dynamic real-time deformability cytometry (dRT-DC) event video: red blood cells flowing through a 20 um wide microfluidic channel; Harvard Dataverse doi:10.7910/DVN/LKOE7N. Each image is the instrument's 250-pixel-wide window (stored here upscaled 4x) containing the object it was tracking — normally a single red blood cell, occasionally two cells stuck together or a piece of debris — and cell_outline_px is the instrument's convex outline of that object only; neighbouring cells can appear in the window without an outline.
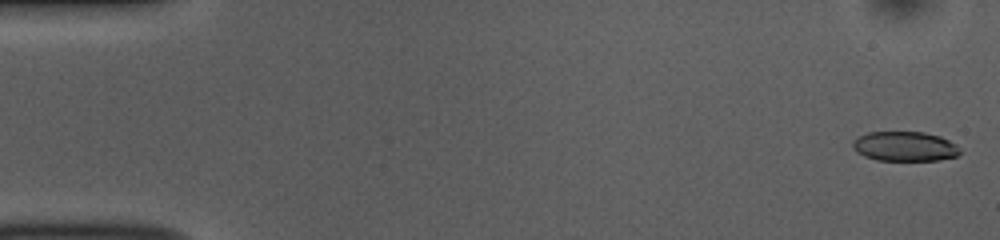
{"species": "common noctule bat (a hibernating species)", "species_latin": "Nyctalus noctula", "temperature_condition": "room temperature", "stored_images_in_passage": 54, "camera_frame_rate_fps": 3000, "um_per_image_px": 0.085, "animal": {"sex": "female", "body_mass_g": 10.0, "forearm_length_mm": 53.1}, "frame": {"image": 1, "passage_image": 2, "time_ms": 0.333, "image_size_px": [1000, 240], "cell_outline_px": [[960, 152], [956, 156], [940, 160], [876, 160], [864, 156], [856, 152], [852, 148], [852, 144], [860, 136], [868, 132], [924, 132], [940, 136], [956, 144], [960, 148]], "centroid_in_image_um": [76.91, 12.44], "position_along_channel_um": 8.1, "area_um2": 18.5}}
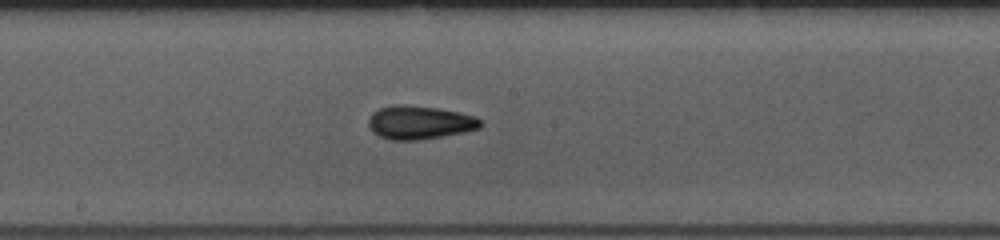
{"frame": {"image": 2, "passage_image": 29, "time_ms": 9.333, "image_size_px": [1000, 240], "cell_outline_px": [[484, 124], [480, 128], [464, 132], [416, 140], [392, 140], [380, 136], [372, 132], [368, 124], [368, 120], [372, 112], [380, 108], [392, 104], [400, 104], [436, 108], [476, 116]], "centroid_in_image_um": [35.64, 10.4], "position_along_channel_um": 212.6, "area_um2": 21.73}}
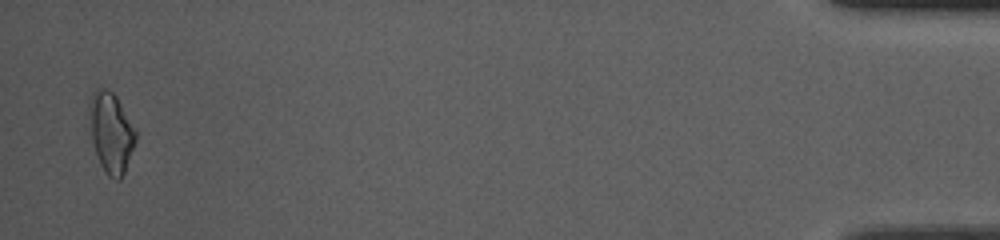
{"frame": {"image": 3, "passage_image": 53, "time_ms": 17.333, "image_size_px": [1000, 240], "cell_outline_px": [[136, 140], [124, 172], [120, 180], [116, 180], [108, 176], [104, 172], [100, 164], [92, 140], [88, 112], [88, 104], [92, 92], [96, 88], [104, 88], [112, 92], [116, 96], [136, 132]], "centroid_in_image_um": [9.41, 11.25], "position_along_channel_um": 425.8, "area_um2": 21.5}, "authors_computed_cell_mechanics": {"area_um2": 20.1144, "velocity_mm_per_s": 3.7463, "shape_relaxation_time_tau1_ms": null, "shape_relaxation_time_tau2_ms": 3.2113, "deformation_change_tau1": null, "deformation_change_tau2": 0.1045}}